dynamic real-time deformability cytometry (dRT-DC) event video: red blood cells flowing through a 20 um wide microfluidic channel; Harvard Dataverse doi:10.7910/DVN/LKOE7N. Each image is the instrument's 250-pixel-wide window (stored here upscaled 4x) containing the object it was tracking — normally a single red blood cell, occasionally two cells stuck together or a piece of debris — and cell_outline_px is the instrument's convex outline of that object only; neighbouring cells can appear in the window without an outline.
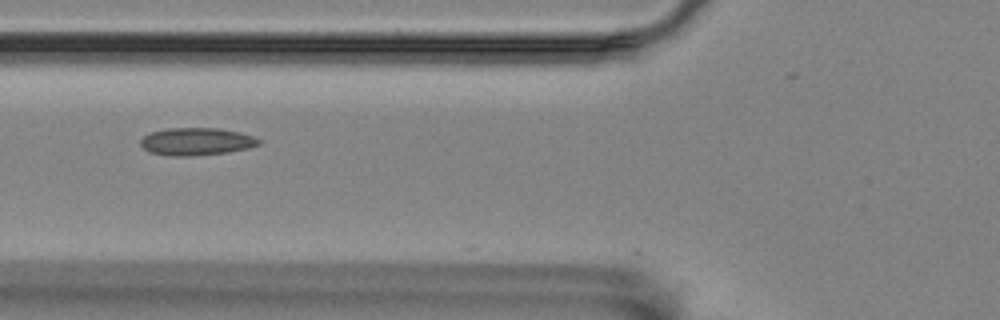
{"species": "Egyptian fruit bat (a non-hibernating species)", "species_latin": "Rousettus aegyptiacus", "temperature_condition": "room temperature", "stored_images_in_passage": 34, "camera_frame_rate_fps": 3000, "um_per_image_px": 0.085, "animal": {"sex": "female"}, "frame": {"image": 1, "passage_image": 2, "time_ms": 0.333, "image_size_px": [1000, 320], "cell_outline_px": [[260, 144], [248, 148], [224, 152], [188, 156], [172, 156], [148, 152], [140, 144], [140, 140], [148, 132], [168, 128], [220, 128], [240, 132], [252, 136], [260, 140]], "centroid_in_image_um": [16.65, 12.02], "position_along_channel_um": 109.2, "area_um2": 18.9}}
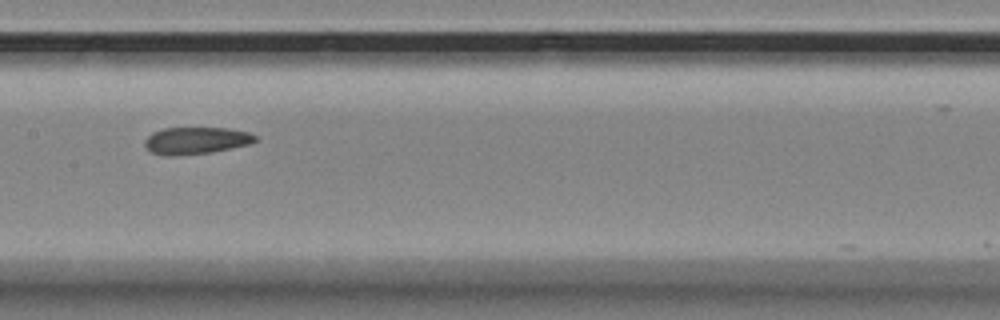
{"frame": {"image": 2, "passage_image": 9, "time_ms": 2.667, "image_size_px": [1000, 320], "cell_outline_px": [[260, 140], [252, 144], [212, 152], [176, 156], [164, 156], [152, 152], [144, 144], [144, 140], [152, 132], [164, 128], [228, 128], [248, 132], [256, 136]], "centroid_in_image_um": [16.7, 11.95], "position_along_channel_um": 190.7, "area_um2": 17.63}}
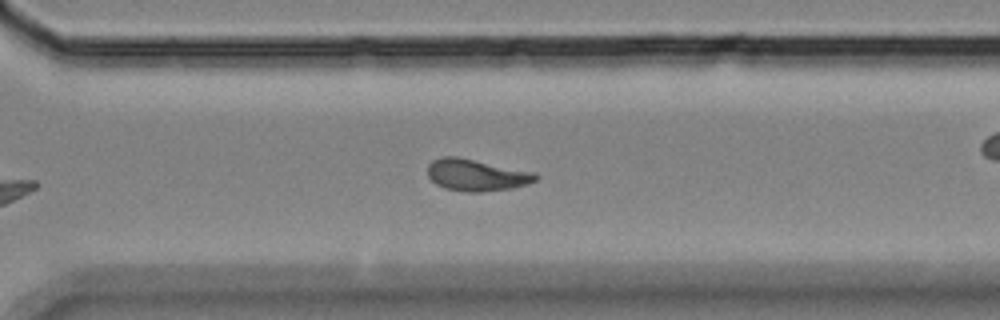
{"frame": {"image": 3, "passage_image": 17, "time_ms": 5.333, "image_size_px": [1000, 320], "cell_outline_px": [[540, 176], [536, 180], [528, 184], [512, 188], [480, 192], [468, 192], [444, 188], [436, 184], [428, 176], [428, 164], [432, 160], [440, 156], [456, 156], [536, 172]], "centroid_in_image_um": [40.51, 14.87], "position_along_channel_um": 330.1, "area_um2": 20.17}, "authors_computed_cell_mechanics": {"area_um2": 18.9006, "velocity_mm_per_s": 3.4962, "shape_relaxation_time_tau1_ms": null, "shape_relaxation_time_tau2_ms": 2.127, "deformation_change_tau1": null, "deformation_change_tau2": 0.0768}}